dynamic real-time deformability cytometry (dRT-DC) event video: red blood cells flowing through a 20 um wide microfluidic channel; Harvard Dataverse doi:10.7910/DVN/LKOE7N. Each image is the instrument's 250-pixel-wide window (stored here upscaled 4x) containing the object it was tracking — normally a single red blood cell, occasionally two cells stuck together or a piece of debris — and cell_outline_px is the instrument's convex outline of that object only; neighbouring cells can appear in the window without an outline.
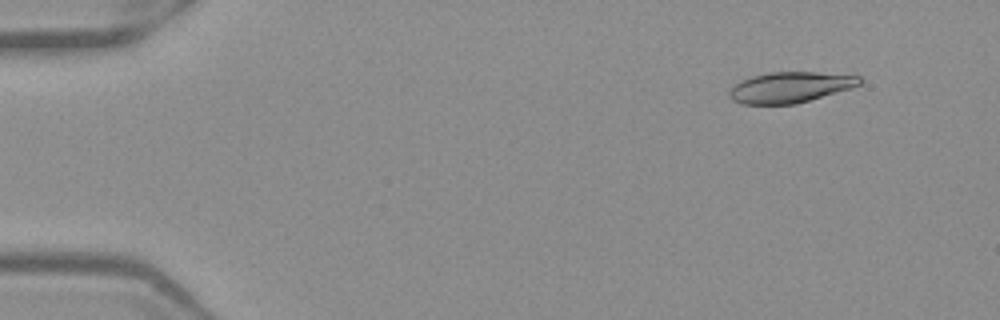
{"species": "Egyptian fruit bat (a non-hibernating species)", "species_latin": "Rousettus aegyptiacus", "temperature_condition": "warm", "stored_images_in_passage": 52, "camera_frame_rate_fps": 3000, "um_per_image_px": 0.085, "frame": {"image": 1, "passage_image": 5, "time_ms": 1.333, "image_size_px": [1000, 320], "cell_outline_px": [[864, 80], [860, 84], [852, 88], [796, 104], [740, 104], [732, 100], [728, 96], [728, 92], [740, 80], [752, 76], [768, 72], [816, 72], [860, 76]], "centroid_in_image_um": [67.16, 7.42], "position_along_channel_um": 17.8, "area_um2": 23.47}}
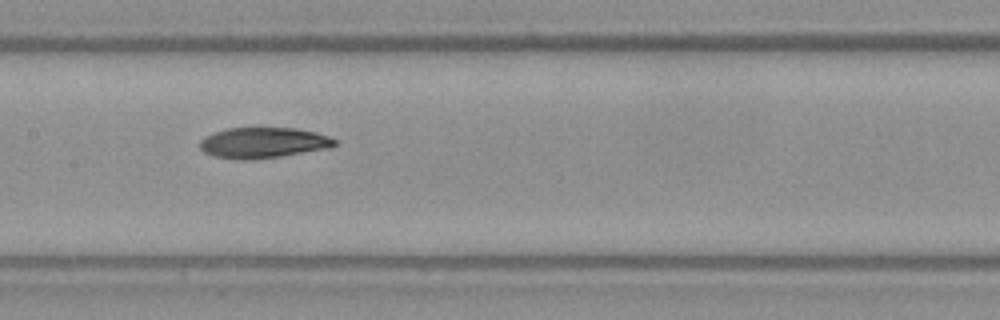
{"frame": {"image": 2, "passage_image": 26, "time_ms": 8.333, "image_size_px": [1000, 320], "cell_outline_px": [[340, 140], [336, 144], [328, 148], [280, 156], [244, 160], [236, 160], [212, 156], [204, 152], [200, 148], [200, 140], [204, 136], [228, 128], [296, 128], [316, 132]], "centroid_in_image_um": [22.36, 12.13], "position_along_channel_um": 185.0, "area_um2": 24.1}}
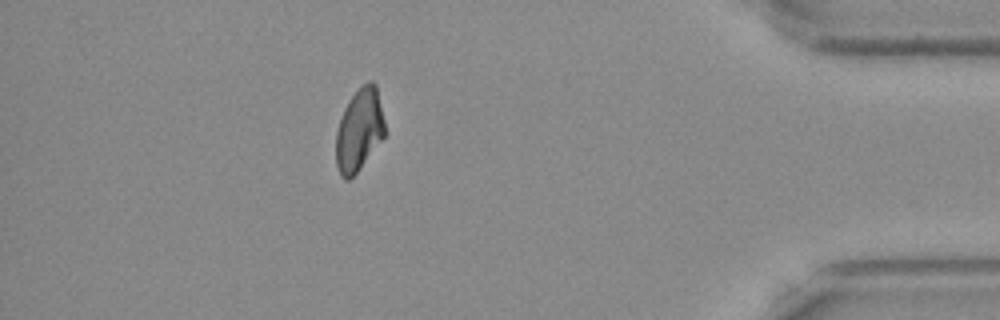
{"frame": {"image": 3, "passage_image": 46, "time_ms": 15.0, "image_size_px": [1000, 320], "cell_outline_px": [[388, 132], [356, 172], [348, 180], [344, 180], [340, 176], [336, 164], [336, 132], [344, 108], [348, 100], [368, 80], [372, 80], [376, 84]], "centroid_in_image_um": [30.56, 11.03], "position_along_channel_um": 404.6, "area_um2": 23.58}, "authors_computed_cell_mechanics": {"area_um2": 24.0448, "velocity_mm_per_s": 3.9371, "shape_relaxation_time_tau1_ms": null, "shape_relaxation_time_tau2_ms": 6.6231, "deformation_change_tau1": null, "deformation_change_tau2": 0.1183}}